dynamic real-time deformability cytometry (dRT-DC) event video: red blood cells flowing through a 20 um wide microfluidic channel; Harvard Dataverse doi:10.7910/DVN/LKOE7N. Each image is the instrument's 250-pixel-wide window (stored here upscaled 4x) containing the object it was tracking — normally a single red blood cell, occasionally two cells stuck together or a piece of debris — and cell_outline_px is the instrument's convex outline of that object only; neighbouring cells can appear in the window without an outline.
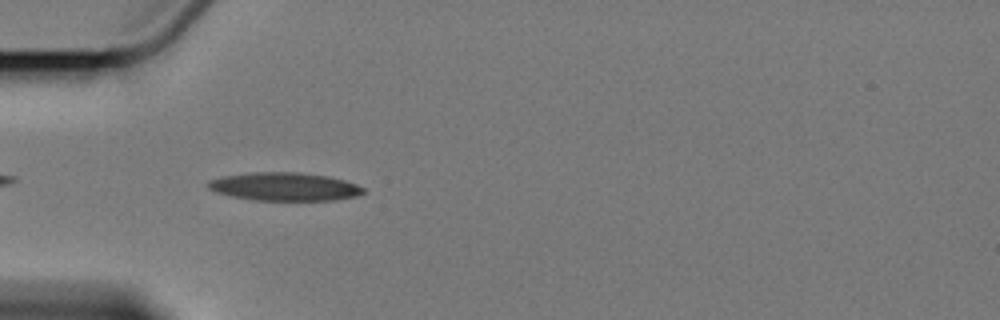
{"species": "Egyptian fruit bat (a non-hibernating species)", "species_latin": "Rousettus aegyptiacus", "temperature_condition": "cold", "stored_images_in_passage": 5, "camera_frame_rate_fps": 3000, "um_per_image_px": 0.085, "animal": {"sex": "female"}, "frame": {"image": 1, "passage_image": 5, "time_ms": 5.333, "image_size_px": [1000, 320], "cell_outline_px": [[364, 192], [356, 196], [336, 200], [252, 200], [232, 196], [216, 192], [208, 188], [208, 180], [224, 176], [252, 172], [296, 172], [328, 176], [344, 180], [356, 184], [364, 188]], "centroid_in_image_um": [24.18, 15.86], "position_along_channel_um": 60.8, "area_um2": 25.43}}